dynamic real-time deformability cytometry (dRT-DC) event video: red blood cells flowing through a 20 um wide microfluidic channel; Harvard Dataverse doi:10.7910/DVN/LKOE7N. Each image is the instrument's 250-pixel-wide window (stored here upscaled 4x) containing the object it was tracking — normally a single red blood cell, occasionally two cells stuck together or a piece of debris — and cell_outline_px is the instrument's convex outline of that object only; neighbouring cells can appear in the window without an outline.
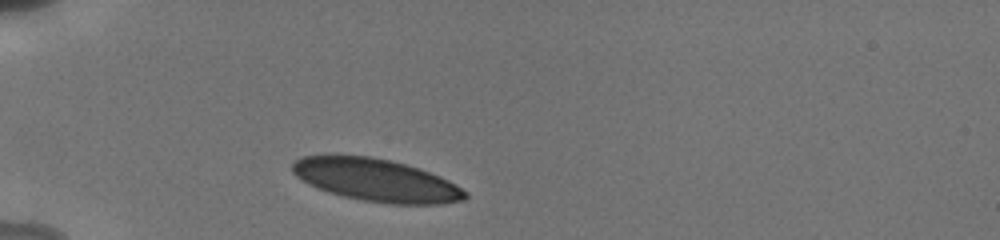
{"species": "human", "species_latin": "Homo sapiens", "temperature_condition": "cold", "stored_images_in_passage": 12, "camera_frame_rate_fps": 3000, "um_per_image_px": 0.085, "donor": {"sex": "male"}, "frame": {"image": 1, "passage_image": 1, "time_ms": 0.0, "image_size_px": [1000, 240], "cell_outline_px": [[468, 196], [464, 200], [440, 204], [392, 204], [360, 200], [328, 192], [308, 184], [296, 176], [292, 172], [292, 164], [296, 160], [304, 156], [368, 156], [408, 164], [420, 168], [440, 176], [456, 184], [468, 192]], "centroid_in_image_um": [32.02, 15.32], "position_along_channel_um": 53.0, "area_um2": 42.77}}
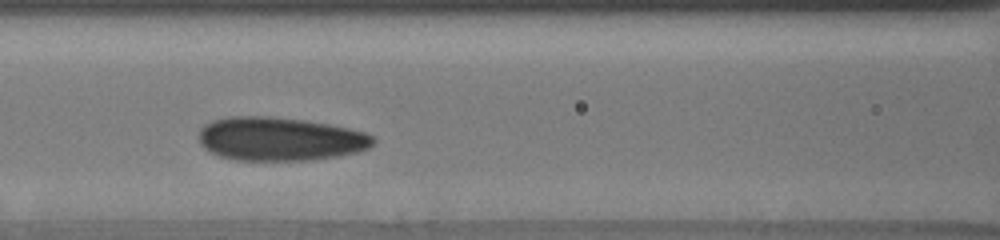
{"frame": {"image": 2, "passage_image": 7, "time_ms": 3.0, "image_size_px": [1000, 240], "cell_outline_px": [[376, 140], [368, 148], [360, 152], [312, 160], [232, 160], [216, 156], [204, 148], [200, 144], [196, 136], [200, 128], [204, 124], [212, 120], [228, 116], [268, 116], [308, 120], [348, 128], [364, 132], [372, 136]], "centroid_in_image_um": [23.72, 11.81], "position_along_channel_um": 142.9, "area_um2": 44.91}}
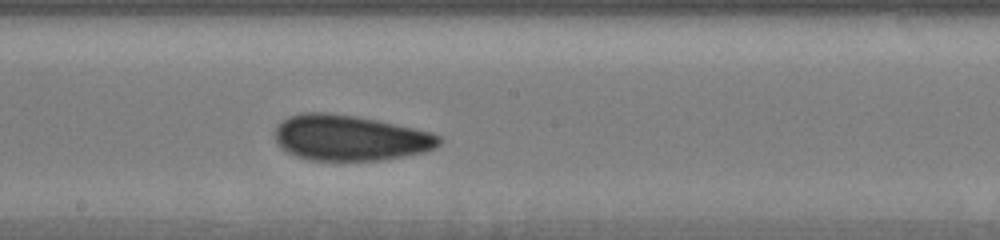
{"frame": {"image": 3, "passage_image": 12, "time_ms": 5.0, "image_size_px": [1000, 240], "cell_outline_px": [[440, 144], [436, 148], [424, 152], [404, 156], [380, 160], [308, 160], [296, 156], [280, 148], [276, 144], [276, 124], [288, 116], [304, 112], [324, 112], [356, 116], [396, 124], [432, 132], [440, 136]], "centroid_in_image_um": [29.72, 11.71], "position_along_channel_um": 218.5, "area_um2": 43.75}}